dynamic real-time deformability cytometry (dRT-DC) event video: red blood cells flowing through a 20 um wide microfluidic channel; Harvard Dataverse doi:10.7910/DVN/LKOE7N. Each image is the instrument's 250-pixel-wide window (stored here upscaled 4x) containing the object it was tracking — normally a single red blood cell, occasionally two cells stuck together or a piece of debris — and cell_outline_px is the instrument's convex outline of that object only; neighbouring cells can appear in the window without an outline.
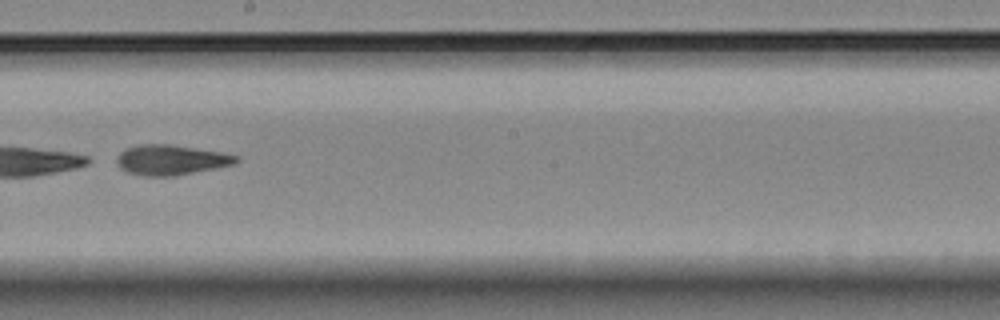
{"species": "Egyptian fruit bat (a non-hibernating species)", "species_latin": "Rousettus aegyptiacus", "temperature_condition": "room temperature", "stored_images_in_passage": 10, "camera_frame_rate_fps": 3000, "um_per_image_px": 0.085, "animal": {"sex": "female"}, "frame": {"image": 1, "passage_image": 5, "time_ms": 4.667, "image_size_px": [1000, 320], "cell_outline_px": [[240, 160], [232, 164], [176, 176], [144, 176], [128, 172], [120, 168], [116, 164], [116, 156], [124, 148], [136, 144], [168, 144], [220, 152], [236, 156]], "centroid_in_image_um": [14.44, 13.59], "position_along_channel_um": 233.8, "area_um2": 20.87}}
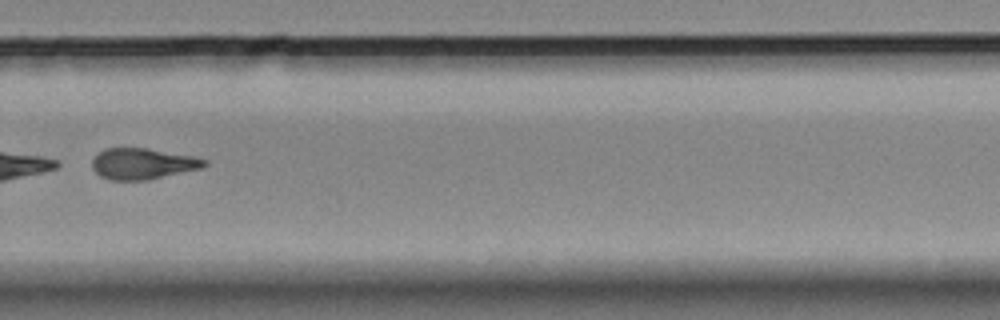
{"frame": {"image": 2, "passage_image": 7, "time_ms": 7.0, "image_size_px": [1000, 320], "cell_outline_px": [[208, 164], [200, 168], [148, 180], [108, 180], [100, 176], [92, 168], [92, 160], [104, 148], [148, 148], [192, 156], [208, 160]], "centroid_in_image_um": [12.11, 13.92], "position_along_channel_um": 317.7, "area_um2": 20.23}}